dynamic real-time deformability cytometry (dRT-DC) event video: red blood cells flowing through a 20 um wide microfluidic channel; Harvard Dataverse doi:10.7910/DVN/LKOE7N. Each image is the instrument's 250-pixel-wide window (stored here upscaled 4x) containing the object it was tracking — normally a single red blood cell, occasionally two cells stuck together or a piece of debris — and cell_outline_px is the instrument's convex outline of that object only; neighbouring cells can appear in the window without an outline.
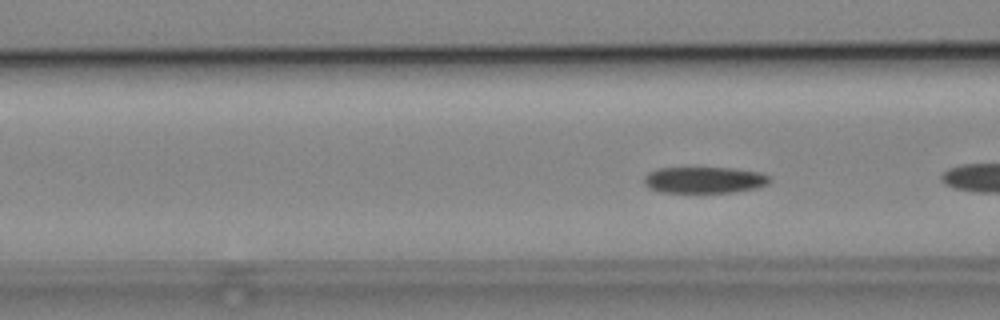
{"species": "common noctule bat (a hibernating species)", "species_latin": "Nyctalus noctula", "temperature_condition": "cold", "stored_images_in_passage": 8, "camera_frame_rate_fps": 3000, "um_per_image_px": 0.085, "animal": {"sex": "male", "body_mass_g": 19.2, "forearm_length_mm": 51.8}, "frame": {"image": 1, "passage_image": 8, "time_ms": 9.333, "image_size_px": [1000, 320], "cell_outline_px": [[772, 180], [768, 184], [756, 188], [732, 192], [660, 192], [648, 188], [644, 184], [644, 176], [648, 172], [656, 168], [732, 168], [760, 172], [768, 176]], "centroid_in_image_um": [59.84, 15.29], "position_along_channel_um": 106.8, "area_um2": 19.36}}